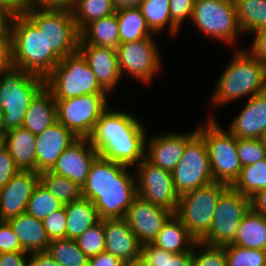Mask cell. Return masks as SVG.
<instances>
[{
    "label": "cell",
    "instance_id": "cell-15",
    "mask_svg": "<svg viewBox=\"0 0 266 266\" xmlns=\"http://www.w3.org/2000/svg\"><path fill=\"white\" fill-rule=\"evenodd\" d=\"M137 195L150 203L176 213L179 195L172 174L144 157L135 167Z\"/></svg>",
    "mask_w": 266,
    "mask_h": 266
},
{
    "label": "cell",
    "instance_id": "cell-13",
    "mask_svg": "<svg viewBox=\"0 0 266 266\" xmlns=\"http://www.w3.org/2000/svg\"><path fill=\"white\" fill-rule=\"evenodd\" d=\"M154 36L125 42L116 48L121 76L127 75L141 84H150L162 70V57ZM159 73V74H158Z\"/></svg>",
    "mask_w": 266,
    "mask_h": 266
},
{
    "label": "cell",
    "instance_id": "cell-60",
    "mask_svg": "<svg viewBox=\"0 0 266 266\" xmlns=\"http://www.w3.org/2000/svg\"><path fill=\"white\" fill-rule=\"evenodd\" d=\"M260 139H261L263 145L266 147V131L263 133V135L261 136Z\"/></svg>",
    "mask_w": 266,
    "mask_h": 266
},
{
    "label": "cell",
    "instance_id": "cell-57",
    "mask_svg": "<svg viewBox=\"0 0 266 266\" xmlns=\"http://www.w3.org/2000/svg\"><path fill=\"white\" fill-rule=\"evenodd\" d=\"M141 1L142 0H112L116 10L139 7Z\"/></svg>",
    "mask_w": 266,
    "mask_h": 266
},
{
    "label": "cell",
    "instance_id": "cell-30",
    "mask_svg": "<svg viewBox=\"0 0 266 266\" xmlns=\"http://www.w3.org/2000/svg\"><path fill=\"white\" fill-rule=\"evenodd\" d=\"M231 244L266 251V217L250 208L241 220Z\"/></svg>",
    "mask_w": 266,
    "mask_h": 266
},
{
    "label": "cell",
    "instance_id": "cell-34",
    "mask_svg": "<svg viewBox=\"0 0 266 266\" xmlns=\"http://www.w3.org/2000/svg\"><path fill=\"white\" fill-rule=\"evenodd\" d=\"M78 31L87 24L116 13L112 0H76L71 11Z\"/></svg>",
    "mask_w": 266,
    "mask_h": 266
},
{
    "label": "cell",
    "instance_id": "cell-1",
    "mask_svg": "<svg viewBox=\"0 0 266 266\" xmlns=\"http://www.w3.org/2000/svg\"><path fill=\"white\" fill-rule=\"evenodd\" d=\"M131 169L101 155L94 160L81 194L93 202L100 219L125 218L137 196L135 171Z\"/></svg>",
    "mask_w": 266,
    "mask_h": 266
},
{
    "label": "cell",
    "instance_id": "cell-43",
    "mask_svg": "<svg viewBox=\"0 0 266 266\" xmlns=\"http://www.w3.org/2000/svg\"><path fill=\"white\" fill-rule=\"evenodd\" d=\"M237 153L242 166H247L265 159L266 147L261 139L237 138Z\"/></svg>",
    "mask_w": 266,
    "mask_h": 266
},
{
    "label": "cell",
    "instance_id": "cell-27",
    "mask_svg": "<svg viewBox=\"0 0 266 266\" xmlns=\"http://www.w3.org/2000/svg\"><path fill=\"white\" fill-rule=\"evenodd\" d=\"M197 240L189 233L181 220L173 214L152 242L158 248L177 254L191 251Z\"/></svg>",
    "mask_w": 266,
    "mask_h": 266
},
{
    "label": "cell",
    "instance_id": "cell-40",
    "mask_svg": "<svg viewBox=\"0 0 266 266\" xmlns=\"http://www.w3.org/2000/svg\"><path fill=\"white\" fill-rule=\"evenodd\" d=\"M227 266H266V251L228 244L223 246Z\"/></svg>",
    "mask_w": 266,
    "mask_h": 266
},
{
    "label": "cell",
    "instance_id": "cell-4",
    "mask_svg": "<svg viewBox=\"0 0 266 266\" xmlns=\"http://www.w3.org/2000/svg\"><path fill=\"white\" fill-rule=\"evenodd\" d=\"M10 31L13 67L46 78L60 59L47 47L43 33L25 15L12 16Z\"/></svg>",
    "mask_w": 266,
    "mask_h": 266
},
{
    "label": "cell",
    "instance_id": "cell-38",
    "mask_svg": "<svg viewBox=\"0 0 266 266\" xmlns=\"http://www.w3.org/2000/svg\"><path fill=\"white\" fill-rule=\"evenodd\" d=\"M140 257L146 266H192L193 249L174 254L148 243L141 245Z\"/></svg>",
    "mask_w": 266,
    "mask_h": 266
},
{
    "label": "cell",
    "instance_id": "cell-54",
    "mask_svg": "<svg viewBox=\"0 0 266 266\" xmlns=\"http://www.w3.org/2000/svg\"><path fill=\"white\" fill-rule=\"evenodd\" d=\"M30 266H62L57 263L47 251L29 253Z\"/></svg>",
    "mask_w": 266,
    "mask_h": 266
},
{
    "label": "cell",
    "instance_id": "cell-42",
    "mask_svg": "<svg viewBox=\"0 0 266 266\" xmlns=\"http://www.w3.org/2000/svg\"><path fill=\"white\" fill-rule=\"evenodd\" d=\"M192 266H227L223 246L207 245L197 241L193 247Z\"/></svg>",
    "mask_w": 266,
    "mask_h": 266
},
{
    "label": "cell",
    "instance_id": "cell-32",
    "mask_svg": "<svg viewBox=\"0 0 266 266\" xmlns=\"http://www.w3.org/2000/svg\"><path fill=\"white\" fill-rule=\"evenodd\" d=\"M120 44L125 42L139 41L144 38L155 36L139 7L116 10Z\"/></svg>",
    "mask_w": 266,
    "mask_h": 266
},
{
    "label": "cell",
    "instance_id": "cell-19",
    "mask_svg": "<svg viewBox=\"0 0 266 266\" xmlns=\"http://www.w3.org/2000/svg\"><path fill=\"white\" fill-rule=\"evenodd\" d=\"M39 182L38 172L21 170L1 188L0 221L25 213L31 194Z\"/></svg>",
    "mask_w": 266,
    "mask_h": 266
},
{
    "label": "cell",
    "instance_id": "cell-21",
    "mask_svg": "<svg viewBox=\"0 0 266 266\" xmlns=\"http://www.w3.org/2000/svg\"><path fill=\"white\" fill-rule=\"evenodd\" d=\"M78 51L86 59L99 84L109 94L115 92L122 78L116 49L96 45H78Z\"/></svg>",
    "mask_w": 266,
    "mask_h": 266
},
{
    "label": "cell",
    "instance_id": "cell-18",
    "mask_svg": "<svg viewBox=\"0 0 266 266\" xmlns=\"http://www.w3.org/2000/svg\"><path fill=\"white\" fill-rule=\"evenodd\" d=\"M99 155L88 138H78L59 156L49 171L69 178L82 187L91 165Z\"/></svg>",
    "mask_w": 266,
    "mask_h": 266
},
{
    "label": "cell",
    "instance_id": "cell-23",
    "mask_svg": "<svg viewBox=\"0 0 266 266\" xmlns=\"http://www.w3.org/2000/svg\"><path fill=\"white\" fill-rule=\"evenodd\" d=\"M105 251L123 261L140 257L141 244L125 218L104 219Z\"/></svg>",
    "mask_w": 266,
    "mask_h": 266
},
{
    "label": "cell",
    "instance_id": "cell-56",
    "mask_svg": "<svg viewBox=\"0 0 266 266\" xmlns=\"http://www.w3.org/2000/svg\"><path fill=\"white\" fill-rule=\"evenodd\" d=\"M12 16L0 6V33H11L10 22Z\"/></svg>",
    "mask_w": 266,
    "mask_h": 266
},
{
    "label": "cell",
    "instance_id": "cell-61",
    "mask_svg": "<svg viewBox=\"0 0 266 266\" xmlns=\"http://www.w3.org/2000/svg\"><path fill=\"white\" fill-rule=\"evenodd\" d=\"M2 145H3V139L0 138V148L2 147Z\"/></svg>",
    "mask_w": 266,
    "mask_h": 266
},
{
    "label": "cell",
    "instance_id": "cell-16",
    "mask_svg": "<svg viewBox=\"0 0 266 266\" xmlns=\"http://www.w3.org/2000/svg\"><path fill=\"white\" fill-rule=\"evenodd\" d=\"M171 211L154 205L139 197L134 198L125 219L141 245L152 243L166 221L173 215Z\"/></svg>",
    "mask_w": 266,
    "mask_h": 266
},
{
    "label": "cell",
    "instance_id": "cell-47",
    "mask_svg": "<svg viewBox=\"0 0 266 266\" xmlns=\"http://www.w3.org/2000/svg\"><path fill=\"white\" fill-rule=\"evenodd\" d=\"M19 171L8 150L0 148V189L3 188Z\"/></svg>",
    "mask_w": 266,
    "mask_h": 266
},
{
    "label": "cell",
    "instance_id": "cell-58",
    "mask_svg": "<svg viewBox=\"0 0 266 266\" xmlns=\"http://www.w3.org/2000/svg\"><path fill=\"white\" fill-rule=\"evenodd\" d=\"M122 266H146V265L144 261L141 259V257H139L134 260L124 261Z\"/></svg>",
    "mask_w": 266,
    "mask_h": 266
},
{
    "label": "cell",
    "instance_id": "cell-7",
    "mask_svg": "<svg viewBox=\"0 0 266 266\" xmlns=\"http://www.w3.org/2000/svg\"><path fill=\"white\" fill-rule=\"evenodd\" d=\"M55 100L90 94H109L98 82L83 55L75 53L61 59L45 78Z\"/></svg>",
    "mask_w": 266,
    "mask_h": 266
},
{
    "label": "cell",
    "instance_id": "cell-25",
    "mask_svg": "<svg viewBox=\"0 0 266 266\" xmlns=\"http://www.w3.org/2000/svg\"><path fill=\"white\" fill-rule=\"evenodd\" d=\"M35 137L29 130L18 127L7 131L3 138V146L22 171L36 172Z\"/></svg>",
    "mask_w": 266,
    "mask_h": 266
},
{
    "label": "cell",
    "instance_id": "cell-48",
    "mask_svg": "<svg viewBox=\"0 0 266 266\" xmlns=\"http://www.w3.org/2000/svg\"><path fill=\"white\" fill-rule=\"evenodd\" d=\"M12 67L11 33H0V74L10 70Z\"/></svg>",
    "mask_w": 266,
    "mask_h": 266
},
{
    "label": "cell",
    "instance_id": "cell-44",
    "mask_svg": "<svg viewBox=\"0 0 266 266\" xmlns=\"http://www.w3.org/2000/svg\"><path fill=\"white\" fill-rule=\"evenodd\" d=\"M50 240L66 238V211L63 205L42 221Z\"/></svg>",
    "mask_w": 266,
    "mask_h": 266
},
{
    "label": "cell",
    "instance_id": "cell-22",
    "mask_svg": "<svg viewBox=\"0 0 266 266\" xmlns=\"http://www.w3.org/2000/svg\"><path fill=\"white\" fill-rule=\"evenodd\" d=\"M239 112L228 131L236 138L260 139L266 131V91L249 98Z\"/></svg>",
    "mask_w": 266,
    "mask_h": 266
},
{
    "label": "cell",
    "instance_id": "cell-49",
    "mask_svg": "<svg viewBox=\"0 0 266 266\" xmlns=\"http://www.w3.org/2000/svg\"><path fill=\"white\" fill-rule=\"evenodd\" d=\"M0 6L11 16L25 15L36 8V0H0Z\"/></svg>",
    "mask_w": 266,
    "mask_h": 266
},
{
    "label": "cell",
    "instance_id": "cell-36",
    "mask_svg": "<svg viewBox=\"0 0 266 266\" xmlns=\"http://www.w3.org/2000/svg\"><path fill=\"white\" fill-rule=\"evenodd\" d=\"M62 266H88L89 257L78 247L75 239H53L46 250Z\"/></svg>",
    "mask_w": 266,
    "mask_h": 266
},
{
    "label": "cell",
    "instance_id": "cell-3",
    "mask_svg": "<svg viewBox=\"0 0 266 266\" xmlns=\"http://www.w3.org/2000/svg\"><path fill=\"white\" fill-rule=\"evenodd\" d=\"M240 47L234 49V57L211 91L210 105L213 108L234 103L238 99H249L266 91V67L247 49Z\"/></svg>",
    "mask_w": 266,
    "mask_h": 266
},
{
    "label": "cell",
    "instance_id": "cell-6",
    "mask_svg": "<svg viewBox=\"0 0 266 266\" xmlns=\"http://www.w3.org/2000/svg\"><path fill=\"white\" fill-rule=\"evenodd\" d=\"M211 115L207 116L205 123L197 125V132L206 143L214 181L231 187L243 167L237 153V138L224 130L216 117Z\"/></svg>",
    "mask_w": 266,
    "mask_h": 266
},
{
    "label": "cell",
    "instance_id": "cell-24",
    "mask_svg": "<svg viewBox=\"0 0 266 266\" xmlns=\"http://www.w3.org/2000/svg\"><path fill=\"white\" fill-rule=\"evenodd\" d=\"M16 234L18 241L25 252L46 251L50 238L42 221L25 213L7 220Z\"/></svg>",
    "mask_w": 266,
    "mask_h": 266
},
{
    "label": "cell",
    "instance_id": "cell-5",
    "mask_svg": "<svg viewBox=\"0 0 266 266\" xmlns=\"http://www.w3.org/2000/svg\"><path fill=\"white\" fill-rule=\"evenodd\" d=\"M45 86V78L19 68L0 74V109L6 131L22 127L31 101Z\"/></svg>",
    "mask_w": 266,
    "mask_h": 266
},
{
    "label": "cell",
    "instance_id": "cell-51",
    "mask_svg": "<svg viewBox=\"0 0 266 266\" xmlns=\"http://www.w3.org/2000/svg\"><path fill=\"white\" fill-rule=\"evenodd\" d=\"M0 266H30L28 252L0 253Z\"/></svg>",
    "mask_w": 266,
    "mask_h": 266
},
{
    "label": "cell",
    "instance_id": "cell-46",
    "mask_svg": "<svg viewBox=\"0 0 266 266\" xmlns=\"http://www.w3.org/2000/svg\"><path fill=\"white\" fill-rule=\"evenodd\" d=\"M25 252L7 221H0V253Z\"/></svg>",
    "mask_w": 266,
    "mask_h": 266
},
{
    "label": "cell",
    "instance_id": "cell-59",
    "mask_svg": "<svg viewBox=\"0 0 266 266\" xmlns=\"http://www.w3.org/2000/svg\"><path fill=\"white\" fill-rule=\"evenodd\" d=\"M3 112L2 110L0 109V138H4L7 134V131L4 127V123H3Z\"/></svg>",
    "mask_w": 266,
    "mask_h": 266
},
{
    "label": "cell",
    "instance_id": "cell-50",
    "mask_svg": "<svg viewBox=\"0 0 266 266\" xmlns=\"http://www.w3.org/2000/svg\"><path fill=\"white\" fill-rule=\"evenodd\" d=\"M254 38L247 49L262 65L266 67V30L253 33Z\"/></svg>",
    "mask_w": 266,
    "mask_h": 266
},
{
    "label": "cell",
    "instance_id": "cell-55",
    "mask_svg": "<svg viewBox=\"0 0 266 266\" xmlns=\"http://www.w3.org/2000/svg\"><path fill=\"white\" fill-rule=\"evenodd\" d=\"M251 200V208L266 217V188L258 191Z\"/></svg>",
    "mask_w": 266,
    "mask_h": 266
},
{
    "label": "cell",
    "instance_id": "cell-28",
    "mask_svg": "<svg viewBox=\"0 0 266 266\" xmlns=\"http://www.w3.org/2000/svg\"><path fill=\"white\" fill-rule=\"evenodd\" d=\"M120 44L116 13L92 21L80 31L78 45H96L116 49Z\"/></svg>",
    "mask_w": 266,
    "mask_h": 266
},
{
    "label": "cell",
    "instance_id": "cell-8",
    "mask_svg": "<svg viewBox=\"0 0 266 266\" xmlns=\"http://www.w3.org/2000/svg\"><path fill=\"white\" fill-rule=\"evenodd\" d=\"M191 22L204 37L235 45V48L240 34L243 35L234 0H194Z\"/></svg>",
    "mask_w": 266,
    "mask_h": 266
},
{
    "label": "cell",
    "instance_id": "cell-11",
    "mask_svg": "<svg viewBox=\"0 0 266 266\" xmlns=\"http://www.w3.org/2000/svg\"><path fill=\"white\" fill-rule=\"evenodd\" d=\"M109 94H90L56 101L57 121L77 138H88L108 109Z\"/></svg>",
    "mask_w": 266,
    "mask_h": 266
},
{
    "label": "cell",
    "instance_id": "cell-26",
    "mask_svg": "<svg viewBox=\"0 0 266 266\" xmlns=\"http://www.w3.org/2000/svg\"><path fill=\"white\" fill-rule=\"evenodd\" d=\"M56 120V101L52 92L45 86L31 101L22 127L38 135Z\"/></svg>",
    "mask_w": 266,
    "mask_h": 266
},
{
    "label": "cell",
    "instance_id": "cell-29",
    "mask_svg": "<svg viewBox=\"0 0 266 266\" xmlns=\"http://www.w3.org/2000/svg\"><path fill=\"white\" fill-rule=\"evenodd\" d=\"M66 211V238L76 239L86 229L98 223L101 219L93 202L81 198L64 204Z\"/></svg>",
    "mask_w": 266,
    "mask_h": 266
},
{
    "label": "cell",
    "instance_id": "cell-35",
    "mask_svg": "<svg viewBox=\"0 0 266 266\" xmlns=\"http://www.w3.org/2000/svg\"><path fill=\"white\" fill-rule=\"evenodd\" d=\"M243 196L253 197L266 188V158L254 164L243 166L239 178L231 186Z\"/></svg>",
    "mask_w": 266,
    "mask_h": 266
},
{
    "label": "cell",
    "instance_id": "cell-37",
    "mask_svg": "<svg viewBox=\"0 0 266 266\" xmlns=\"http://www.w3.org/2000/svg\"><path fill=\"white\" fill-rule=\"evenodd\" d=\"M39 176L42 185L63 205L82 198L81 187L69 178L49 170L40 172Z\"/></svg>",
    "mask_w": 266,
    "mask_h": 266
},
{
    "label": "cell",
    "instance_id": "cell-12",
    "mask_svg": "<svg viewBox=\"0 0 266 266\" xmlns=\"http://www.w3.org/2000/svg\"><path fill=\"white\" fill-rule=\"evenodd\" d=\"M171 174L179 196L214 181L209 152L198 132L186 143L182 158Z\"/></svg>",
    "mask_w": 266,
    "mask_h": 266
},
{
    "label": "cell",
    "instance_id": "cell-53",
    "mask_svg": "<svg viewBox=\"0 0 266 266\" xmlns=\"http://www.w3.org/2000/svg\"><path fill=\"white\" fill-rule=\"evenodd\" d=\"M76 0H36V7L72 11Z\"/></svg>",
    "mask_w": 266,
    "mask_h": 266
},
{
    "label": "cell",
    "instance_id": "cell-39",
    "mask_svg": "<svg viewBox=\"0 0 266 266\" xmlns=\"http://www.w3.org/2000/svg\"><path fill=\"white\" fill-rule=\"evenodd\" d=\"M62 206L63 204L39 182L28 201L26 213L43 221Z\"/></svg>",
    "mask_w": 266,
    "mask_h": 266
},
{
    "label": "cell",
    "instance_id": "cell-9",
    "mask_svg": "<svg viewBox=\"0 0 266 266\" xmlns=\"http://www.w3.org/2000/svg\"><path fill=\"white\" fill-rule=\"evenodd\" d=\"M229 187L213 181L179 197L175 215L197 241L208 233L217 202Z\"/></svg>",
    "mask_w": 266,
    "mask_h": 266
},
{
    "label": "cell",
    "instance_id": "cell-33",
    "mask_svg": "<svg viewBox=\"0 0 266 266\" xmlns=\"http://www.w3.org/2000/svg\"><path fill=\"white\" fill-rule=\"evenodd\" d=\"M234 3L243 35L266 30V0H234Z\"/></svg>",
    "mask_w": 266,
    "mask_h": 266
},
{
    "label": "cell",
    "instance_id": "cell-17",
    "mask_svg": "<svg viewBox=\"0 0 266 266\" xmlns=\"http://www.w3.org/2000/svg\"><path fill=\"white\" fill-rule=\"evenodd\" d=\"M197 133L194 131L178 133L168 131L167 133H155L146 137L145 157L154 165L163 170L172 172L182 158L186 143Z\"/></svg>",
    "mask_w": 266,
    "mask_h": 266
},
{
    "label": "cell",
    "instance_id": "cell-52",
    "mask_svg": "<svg viewBox=\"0 0 266 266\" xmlns=\"http://www.w3.org/2000/svg\"><path fill=\"white\" fill-rule=\"evenodd\" d=\"M123 260L113 254L103 251L89 258L88 266H122Z\"/></svg>",
    "mask_w": 266,
    "mask_h": 266
},
{
    "label": "cell",
    "instance_id": "cell-20",
    "mask_svg": "<svg viewBox=\"0 0 266 266\" xmlns=\"http://www.w3.org/2000/svg\"><path fill=\"white\" fill-rule=\"evenodd\" d=\"M78 138L57 120L35 137L36 172L50 170Z\"/></svg>",
    "mask_w": 266,
    "mask_h": 266
},
{
    "label": "cell",
    "instance_id": "cell-2",
    "mask_svg": "<svg viewBox=\"0 0 266 266\" xmlns=\"http://www.w3.org/2000/svg\"><path fill=\"white\" fill-rule=\"evenodd\" d=\"M111 107L96 122L88 140L101 156L134 167L145 157L147 130L131 112Z\"/></svg>",
    "mask_w": 266,
    "mask_h": 266
},
{
    "label": "cell",
    "instance_id": "cell-41",
    "mask_svg": "<svg viewBox=\"0 0 266 266\" xmlns=\"http://www.w3.org/2000/svg\"><path fill=\"white\" fill-rule=\"evenodd\" d=\"M75 240L89 258L105 251L104 219L86 229Z\"/></svg>",
    "mask_w": 266,
    "mask_h": 266
},
{
    "label": "cell",
    "instance_id": "cell-45",
    "mask_svg": "<svg viewBox=\"0 0 266 266\" xmlns=\"http://www.w3.org/2000/svg\"><path fill=\"white\" fill-rule=\"evenodd\" d=\"M194 0H170V16L172 22L180 29L186 19L193 13Z\"/></svg>",
    "mask_w": 266,
    "mask_h": 266
},
{
    "label": "cell",
    "instance_id": "cell-14",
    "mask_svg": "<svg viewBox=\"0 0 266 266\" xmlns=\"http://www.w3.org/2000/svg\"><path fill=\"white\" fill-rule=\"evenodd\" d=\"M250 208V198L229 187L220 196L213 214L211 227L200 242L214 246L231 244L241 220Z\"/></svg>",
    "mask_w": 266,
    "mask_h": 266
},
{
    "label": "cell",
    "instance_id": "cell-10",
    "mask_svg": "<svg viewBox=\"0 0 266 266\" xmlns=\"http://www.w3.org/2000/svg\"><path fill=\"white\" fill-rule=\"evenodd\" d=\"M25 16L43 33L47 47L60 60L78 51L80 32L71 11L36 7Z\"/></svg>",
    "mask_w": 266,
    "mask_h": 266
},
{
    "label": "cell",
    "instance_id": "cell-31",
    "mask_svg": "<svg viewBox=\"0 0 266 266\" xmlns=\"http://www.w3.org/2000/svg\"><path fill=\"white\" fill-rule=\"evenodd\" d=\"M139 9L154 34L167 30L170 38L178 36L181 30L171 20L170 0H142Z\"/></svg>",
    "mask_w": 266,
    "mask_h": 266
}]
</instances>
